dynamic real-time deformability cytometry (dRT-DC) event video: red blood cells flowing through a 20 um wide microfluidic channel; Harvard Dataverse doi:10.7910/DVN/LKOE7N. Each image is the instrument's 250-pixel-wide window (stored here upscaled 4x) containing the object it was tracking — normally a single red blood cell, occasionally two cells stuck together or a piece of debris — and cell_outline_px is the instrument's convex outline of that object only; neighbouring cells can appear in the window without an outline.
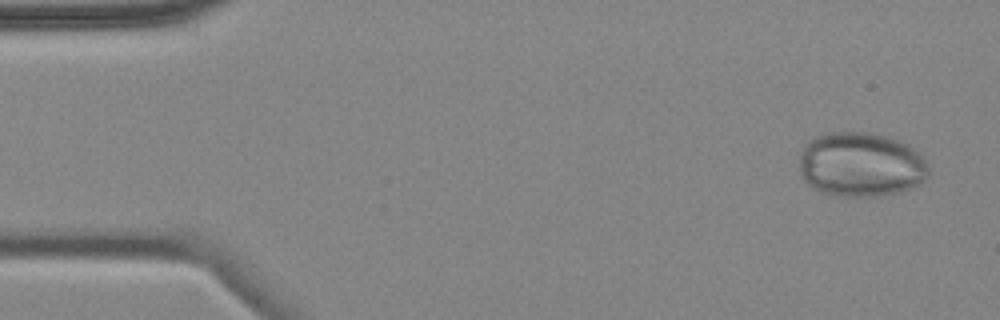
{"species": "common noctule bat (a hibernating species)", "species_latin": "Nyctalus noctula", "temperature_condition": "cold", "stored_images_in_passage": 4, "camera_frame_rate_fps": 3000, "um_per_image_px": 0.085, "animal": {"sex": "female", "body_mass_g": 18.4}, "frame": {"image": 1, "passage_image": 1, "time_ms": 0.0, "image_size_px": [1000, 320], "cell_outline_px": [[928, 172], [924, 180], [900, 192], [876, 196], [836, 196], [824, 192], [808, 184], [804, 180], [800, 172], [800, 152], [804, 144], [808, 140], [824, 132], [868, 132], [888, 136], [908, 144], [920, 152], [928, 168]], "centroid_in_image_um": [73.15, 13.96], "position_along_channel_um": 11.9, "area_um2": 48.78}}